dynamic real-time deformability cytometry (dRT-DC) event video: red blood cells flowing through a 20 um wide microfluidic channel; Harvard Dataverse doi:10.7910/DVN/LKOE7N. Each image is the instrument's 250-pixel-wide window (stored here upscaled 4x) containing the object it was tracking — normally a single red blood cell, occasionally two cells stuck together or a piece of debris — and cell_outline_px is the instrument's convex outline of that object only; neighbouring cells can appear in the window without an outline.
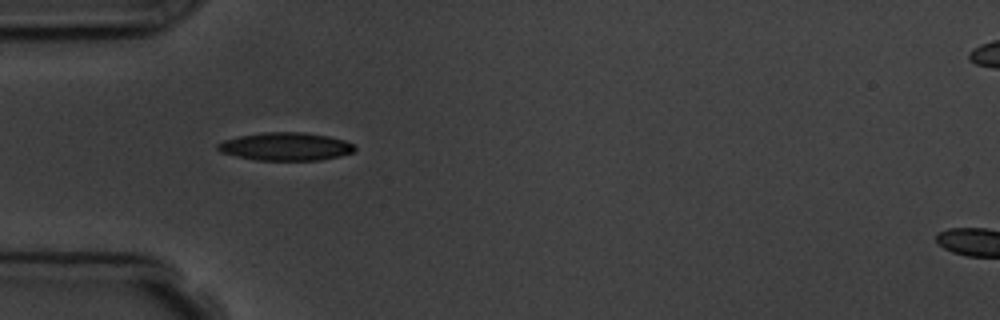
{"species": "common noctule bat (a hibernating species)", "species_latin": "Nyctalus noctula", "temperature_condition": "room temperature", "stored_images_in_passage": 4, "camera_frame_rate_fps": 3000, "um_per_image_px": 0.085, "animal": {"sex": "male", "body_mass_g": 19.5, "forearm_length_mm": 54.6}, "frame": {"image": 1, "passage_image": 1, "time_ms": 0.0, "image_size_px": [1000, 320], "cell_outline_px": [[356, 148], [352, 152], [340, 156], [320, 160], [256, 160], [236, 156], [220, 152], [216, 148], [216, 144], [224, 140], [240, 136], [264, 132], [304, 132], [328, 136], [344, 140], [352, 144]], "centroid_in_image_um": [24.26, 12.45], "position_along_channel_um": 60.7, "area_um2": 22.31}}